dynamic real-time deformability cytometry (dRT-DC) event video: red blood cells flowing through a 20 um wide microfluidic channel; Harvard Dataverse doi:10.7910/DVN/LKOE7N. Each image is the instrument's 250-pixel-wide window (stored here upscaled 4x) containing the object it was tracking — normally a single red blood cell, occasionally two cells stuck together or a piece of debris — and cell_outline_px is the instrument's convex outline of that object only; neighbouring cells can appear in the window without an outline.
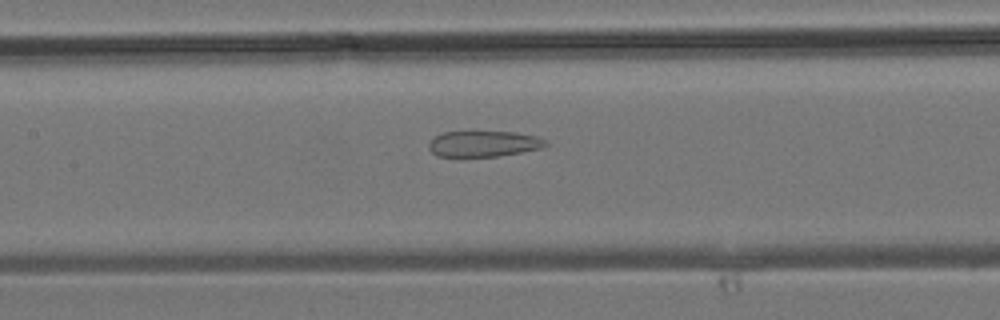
{"species": "common noctule bat (a hibernating species)", "species_latin": "Nyctalus noctula", "temperature_condition": "room temperature", "stored_images_in_passage": 26, "camera_frame_rate_fps": 3000, "um_per_image_px": 0.085, "animal": {"sex": "male", "body_mass_g": 19.2, "forearm_length_mm": 51.8}, "frame": {"image": 1, "passage_image": 7, "time_ms": 2.0, "image_size_px": [1000, 320], "cell_outline_px": [[548, 144], [544, 148], [496, 156], [436, 156], [428, 148], [428, 144], [436, 136], [444, 132], [516, 132], [536, 136], [544, 140]], "centroid_in_image_um": [41.12, 12.22], "position_along_channel_um": 166.3, "area_um2": 17.4}}
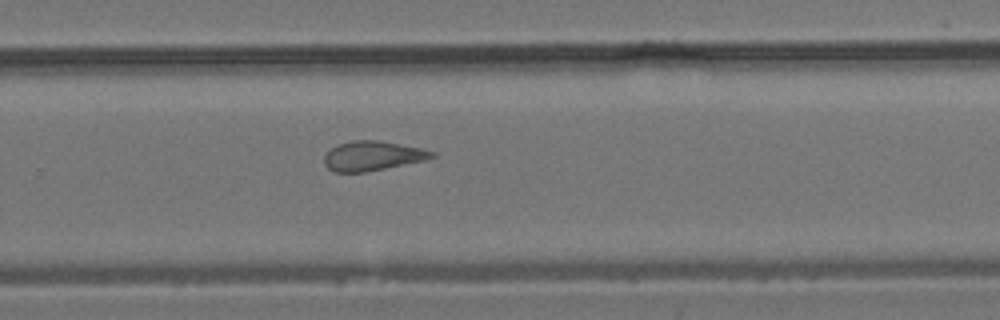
{"frame": {"image": 2, "passage_image": 14, "time_ms": 4.333, "image_size_px": [1000, 320], "cell_outline_px": [[436, 156], [424, 160], [364, 172], [332, 172], [324, 164], [324, 156], [332, 148], [340, 144], [352, 140], [376, 140], [420, 148], [436, 152]], "centroid_in_image_um": [31.64, 13.25], "position_along_channel_um": 298.2, "area_um2": 18.21}}
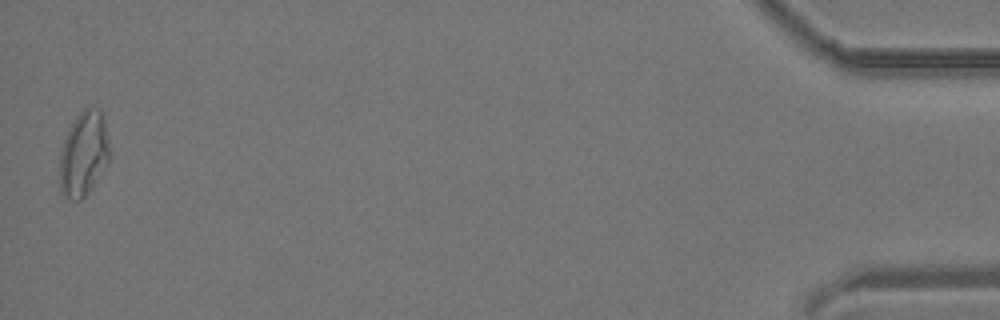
{"frame": {"image": 3, "passage_image": 26, "time_ms": 8.333, "image_size_px": [1000, 320], "cell_outline_px": [[112, 156], [88, 192], [80, 200], [68, 200], [60, 192], [60, 148], [76, 116], [84, 108], [100, 108], [104, 120], [112, 152]], "centroid_in_image_um": [7.13, 13.08], "position_along_channel_um": 428.1, "area_um2": 24.8}}